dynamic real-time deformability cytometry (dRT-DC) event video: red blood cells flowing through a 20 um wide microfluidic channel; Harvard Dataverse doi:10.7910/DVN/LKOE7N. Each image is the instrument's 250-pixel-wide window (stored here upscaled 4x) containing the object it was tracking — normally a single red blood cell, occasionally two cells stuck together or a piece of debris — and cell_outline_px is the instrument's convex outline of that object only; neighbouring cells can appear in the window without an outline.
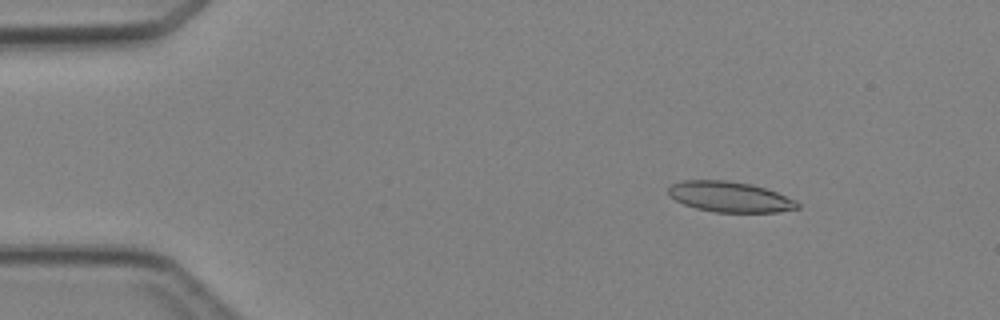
{"species": "Egyptian fruit bat (a non-hibernating species)", "species_latin": "Rousettus aegyptiacus", "temperature_condition": "cold", "stored_images_in_passage": 4, "camera_frame_rate_fps": 3000, "um_per_image_px": 0.085, "animal": {"sex": "female"}, "frame": {"image": 1, "passage_image": 2, "time_ms": 1.0, "image_size_px": [1000, 320], "cell_outline_px": [[800, 208], [776, 212], [716, 212], [696, 208], [684, 204], [668, 196], [668, 188], [672, 184], [684, 180], [728, 180], [752, 184], [776, 192], [796, 200], [800, 204]], "centroid_in_image_um": [62.04, 16.73], "position_along_channel_um": 23.0, "area_um2": 22.95}}